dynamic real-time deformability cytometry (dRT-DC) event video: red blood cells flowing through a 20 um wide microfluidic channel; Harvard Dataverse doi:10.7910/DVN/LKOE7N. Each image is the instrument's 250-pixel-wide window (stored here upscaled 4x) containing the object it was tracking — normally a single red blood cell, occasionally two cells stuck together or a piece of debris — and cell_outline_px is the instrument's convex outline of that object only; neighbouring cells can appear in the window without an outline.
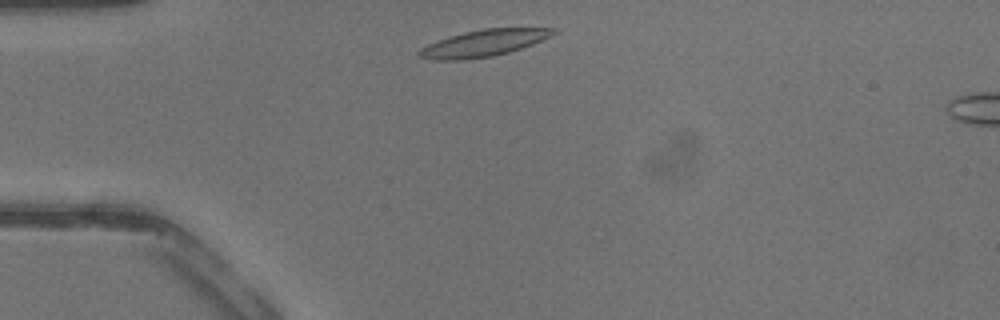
{"species": "common noctule bat (a hibernating species)", "species_latin": "Nyctalus noctula", "temperature_condition": "warm", "stored_images_in_passage": 9, "camera_frame_rate_fps": 3000, "um_per_image_px": 0.085, "animal": {"sex": "male", "body_mass_g": 13.3}, "frame": {"image": 1, "passage_image": 1, "time_ms": 0.0, "image_size_px": [1000, 320], "cell_outline_px": [[560, 28], [556, 32], [532, 44], [508, 52], [492, 56], [464, 60], [432, 60], [416, 56], [416, 52], [420, 48], [436, 40], [448, 36], [464, 32], [484, 28]], "centroid_in_image_um": [41.01, 3.67], "position_along_channel_um": 44.0, "area_um2": 20.87}}
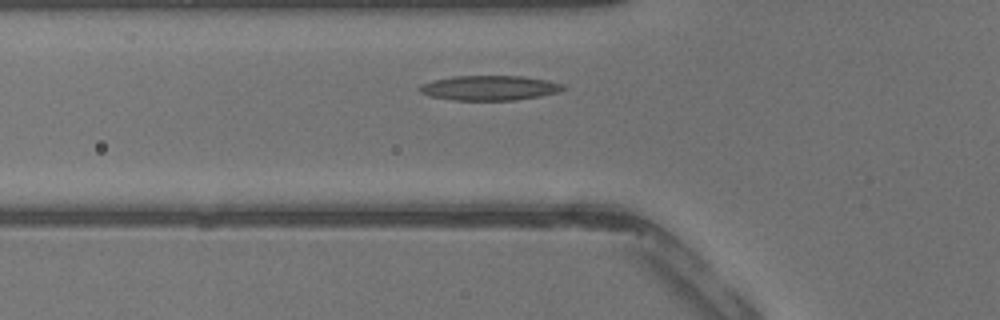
{"frame": {"image": 2, "passage_image": 5, "time_ms": 1.333, "image_size_px": [1000, 320], "cell_outline_px": [[568, 88], [560, 92], [540, 96], [516, 100], [456, 100], [432, 96], [420, 92], [420, 84], [432, 80], [452, 76], [524, 76], [548, 80], [564, 84]], "centroid_in_image_um": [41.67, 7.46], "position_along_channel_um": 84.1, "area_um2": 20.87}}
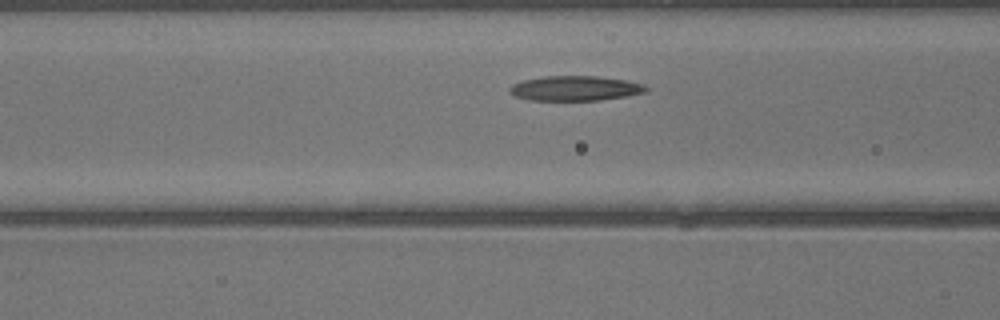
{"frame": {"image": 3, "passage_image": 7, "time_ms": 2.0, "image_size_px": [1000, 320], "cell_outline_px": [[648, 92], [600, 100], [528, 100], [516, 96], [508, 92], [508, 88], [512, 84], [524, 80], [544, 76], [600, 76], [628, 80], [644, 84], [648, 88]], "centroid_in_image_um": [48.9, 7.5], "position_along_channel_um": 117.7, "area_um2": 19.88}}